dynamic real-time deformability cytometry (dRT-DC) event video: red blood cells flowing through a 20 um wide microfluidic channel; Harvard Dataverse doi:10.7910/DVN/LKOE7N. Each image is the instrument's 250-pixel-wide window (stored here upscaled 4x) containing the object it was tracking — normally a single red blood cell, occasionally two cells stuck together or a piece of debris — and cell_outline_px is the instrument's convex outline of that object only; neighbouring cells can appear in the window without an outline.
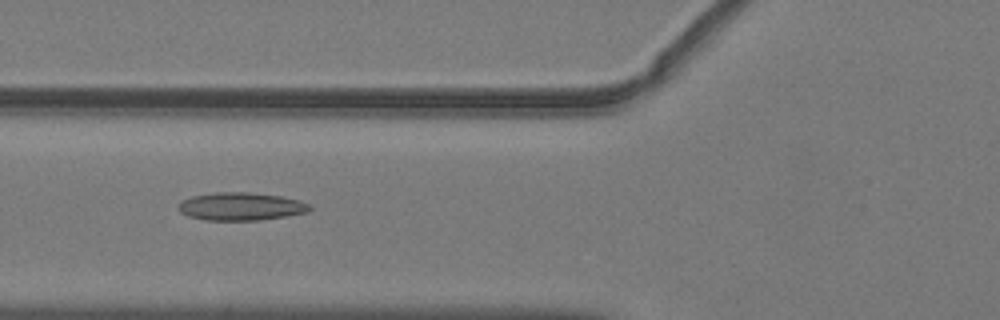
{"species": "common noctule bat (a hibernating species)", "species_latin": "Nyctalus noctula", "temperature_condition": "warm", "stored_images_in_passage": 51, "camera_frame_rate_fps": 3000, "um_per_image_px": 0.085, "animal": {"sex": "male", "body_mass_g": 19.2, "forearm_length_mm": 51.8}, "frame": {"image": 1, "passage_image": 20, "time_ms": 6.333, "image_size_px": [1000, 320], "cell_outline_px": [[312, 208], [308, 212], [260, 220], [204, 220], [188, 216], [180, 212], [176, 208], [176, 204], [192, 196], [216, 192], [248, 192], [280, 196], [300, 200], [308, 204]], "centroid_in_image_um": [20.44, 17.55], "position_along_channel_um": 105.4, "area_um2": 21.39}}
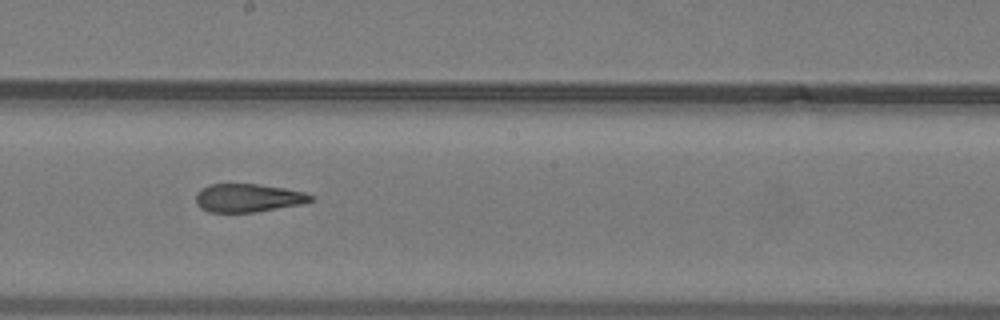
{"frame": {"image": 2, "passage_image": 29, "time_ms": 9.333, "image_size_px": [1000, 320], "cell_outline_px": [[312, 200], [300, 204], [256, 212], [208, 212], [200, 208], [196, 204], [196, 192], [200, 188], [208, 184], [256, 184], [284, 188], [304, 192], [312, 196]], "centroid_in_image_um": [21.01, 16.82], "position_along_channel_um": 227.2, "area_um2": 18.9}}
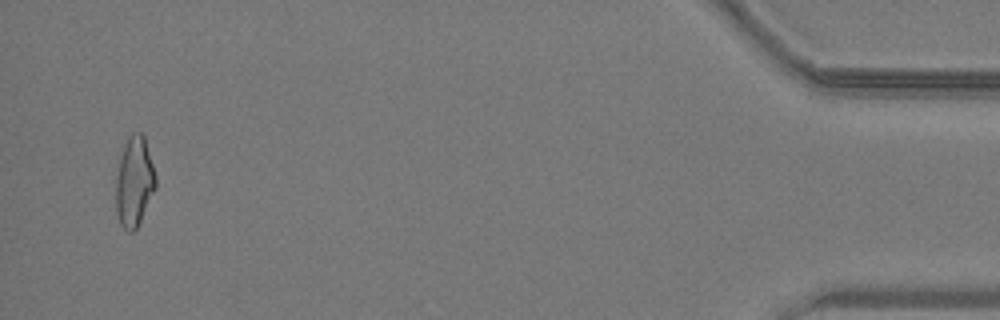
{"frame": {"image": 3, "passage_image": 50, "time_ms": 16.333, "image_size_px": [1000, 320], "cell_outline_px": [[156, 188], [136, 228], [132, 232], [128, 232], [120, 224], [116, 212], [116, 176], [120, 156], [124, 144], [128, 136], [132, 132], [140, 132], [144, 136], [156, 176]], "centroid_in_image_um": [11.4, 15.43], "position_along_channel_um": 423.8, "area_um2": 20.81}, "authors_computed_cell_mechanics": {"area_um2": 20.4034, "velocity_mm_per_s": 4.0361, "shape_relaxation_time_tau1_ms": null, "shape_relaxation_time_tau2_ms": 2.519, "deformation_change_tau1": null, "deformation_change_tau2": 0.1248}}